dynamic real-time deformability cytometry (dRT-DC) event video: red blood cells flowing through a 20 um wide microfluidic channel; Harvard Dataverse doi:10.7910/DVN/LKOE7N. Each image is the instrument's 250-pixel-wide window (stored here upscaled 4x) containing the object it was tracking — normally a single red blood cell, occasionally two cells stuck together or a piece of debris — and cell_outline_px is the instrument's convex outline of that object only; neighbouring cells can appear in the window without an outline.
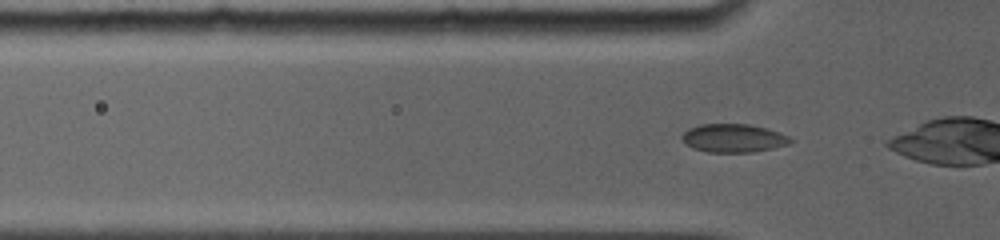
{"species": "common noctule bat (a hibernating species)", "species_latin": "Nyctalus noctula", "temperature_condition": "room temperature", "stored_images_in_passage": 18, "camera_frame_rate_fps": 5000, "um_per_image_px": 0.085, "animal": {"sex": "female", "body_mass_g": 19.0, "forearm_length_mm": 56.7}, "frame": {"image": 1, "passage_image": 3, "time_ms": 0.4, "image_size_px": [1000, 240], "cell_outline_px": [[792, 140], [788, 144], [772, 148], [752, 152], [708, 152], [692, 148], [680, 136], [688, 128], [700, 124], [748, 124], [768, 128], [788, 136]], "centroid_in_image_um": [62.32, 11.73], "position_along_channel_um": 63.5, "area_um2": 17.8}}
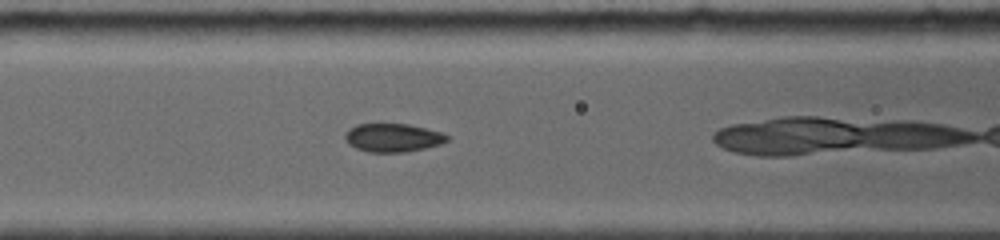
{"frame": {"image": 2, "passage_image": 12, "time_ms": 2.2, "image_size_px": [1000, 240], "cell_outline_px": [[448, 140], [440, 144], [424, 148], [404, 152], [368, 152], [356, 148], [344, 136], [348, 128], [356, 124], [408, 124], [444, 132], [448, 136]], "centroid_in_image_um": [33.42, 11.69], "position_along_channel_um": 133.2, "area_um2": 16.76}}
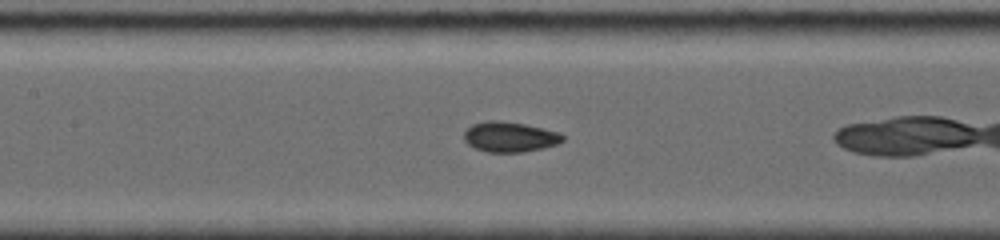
{"frame": {"image": 3, "passage_image": 16, "time_ms": 3.0, "image_size_px": [1000, 240], "cell_outline_px": [[564, 140], [556, 144], [544, 148], [520, 152], [488, 152], [476, 148], [468, 144], [464, 140], [464, 132], [472, 124], [488, 120], [500, 120], [524, 124], [556, 132], [564, 136]], "centroid_in_image_um": [43.29, 11.63], "position_along_channel_um": 164.1, "area_um2": 17.17}}